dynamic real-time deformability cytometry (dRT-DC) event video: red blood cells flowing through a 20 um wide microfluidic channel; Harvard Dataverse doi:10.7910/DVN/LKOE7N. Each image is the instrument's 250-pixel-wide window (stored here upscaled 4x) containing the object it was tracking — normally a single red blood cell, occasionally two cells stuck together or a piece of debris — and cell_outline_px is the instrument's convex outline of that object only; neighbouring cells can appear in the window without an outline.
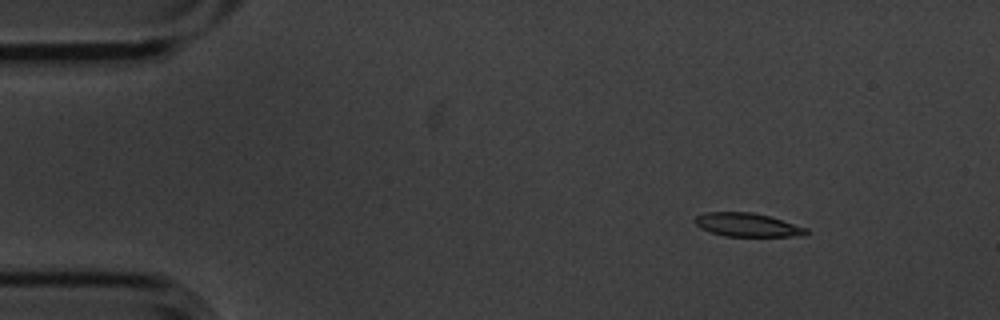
{"species": "common noctule bat (a hibernating species)", "species_latin": "Nyctalus noctula", "temperature_condition": "cold", "stored_images_in_passage": 5, "camera_frame_rate_fps": 3000, "um_per_image_px": 0.085, "animal": {"sex": "male", "body_mass_g": 20.1, "forearm_length_mm": 53.5}, "frame": {"image": 1, "passage_image": 2, "time_ms": 0.333, "image_size_px": [1000, 320], "cell_outline_px": [[808, 232], [804, 236], [724, 236], [700, 228], [692, 220], [696, 216], [704, 212], [752, 212], [768, 216], [808, 228]], "centroid_in_image_um": [63.5, 19.11], "position_along_channel_um": 21.5, "area_um2": 15.26}}